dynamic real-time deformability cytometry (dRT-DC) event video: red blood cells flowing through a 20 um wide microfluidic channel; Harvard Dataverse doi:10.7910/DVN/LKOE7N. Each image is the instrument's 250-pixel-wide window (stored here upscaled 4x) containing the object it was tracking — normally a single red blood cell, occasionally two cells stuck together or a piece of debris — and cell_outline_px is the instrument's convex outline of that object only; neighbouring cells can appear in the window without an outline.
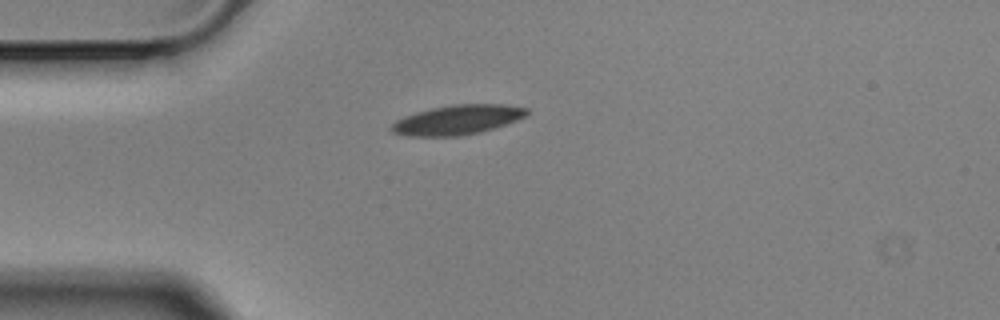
{"species": "Egyptian fruit bat (a non-hibernating species)", "species_latin": "Rousettus aegyptiacus", "temperature_condition": "cold", "stored_images_in_passage": 7, "camera_frame_rate_fps": 3000, "um_per_image_px": 0.085, "animal": {"sex": "male"}, "frame": {"image": 1, "passage_image": 1, "time_ms": 0.0, "image_size_px": [1000, 320], "cell_outline_px": [[528, 116], [480, 132], [460, 136], [408, 136], [392, 132], [388, 128], [396, 120], [404, 116], [416, 112], [432, 108], [452, 104], [504, 104], [528, 108]], "centroid_in_image_um": [38.86, 10.18], "position_along_channel_um": 46.1, "area_um2": 23.35}}
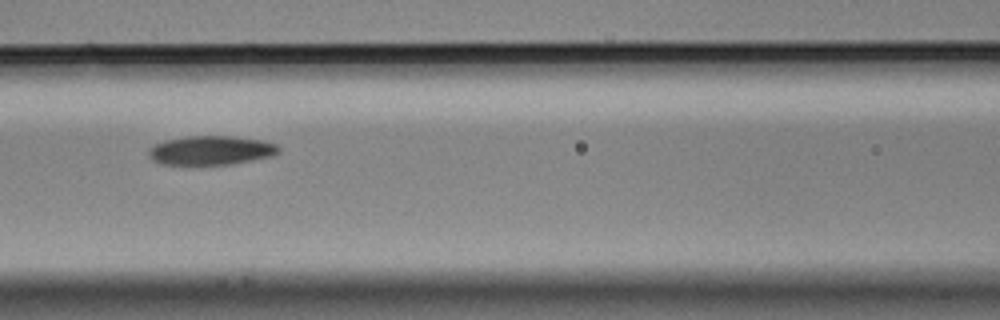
{"frame": {"image": 2, "passage_image": 4, "time_ms": 1.0, "image_size_px": [1000, 320], "cell_outline_px": [[280, 152], [272, 156], [232, 164], [200, 168], [160, 164], [152, 160], [148, 156], [148, 148], [152, 144], [164, 140], [188, 136], [232, 136], [260, 140], [276, 144], [280, 148]], "centroid_in_image_um": [17.84, 12.83], "position_along_channel_um": 148.8, "area_um2": 23.18}}
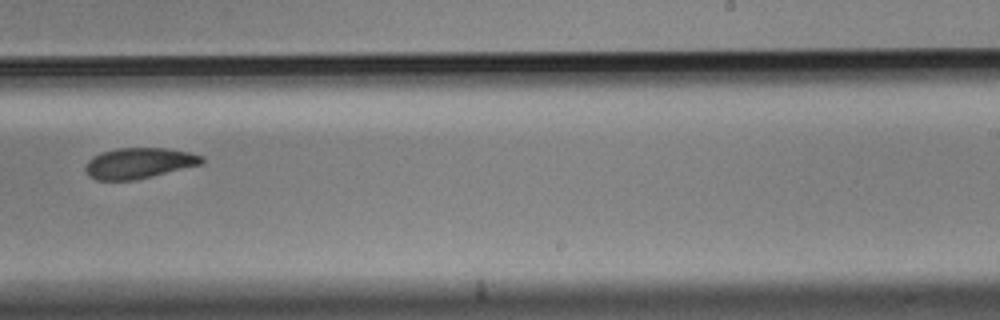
{"frame": {"image": 3, "passage_image": 7, "time_ms": 2.0, "image_size_px": [1000, 320], "cell_outline_px": [[204, 164], [136, 180], [96, 180], [88, 176], [84, 168], [88, 160], [92, 156], [100, 152], [116, 148], [168, 148], [188, 152], [204, 156]], "centroid_in_image_um": [11.81, 13.87], "position_along_channel_um": 277.2, "area_um2": 21.15}}